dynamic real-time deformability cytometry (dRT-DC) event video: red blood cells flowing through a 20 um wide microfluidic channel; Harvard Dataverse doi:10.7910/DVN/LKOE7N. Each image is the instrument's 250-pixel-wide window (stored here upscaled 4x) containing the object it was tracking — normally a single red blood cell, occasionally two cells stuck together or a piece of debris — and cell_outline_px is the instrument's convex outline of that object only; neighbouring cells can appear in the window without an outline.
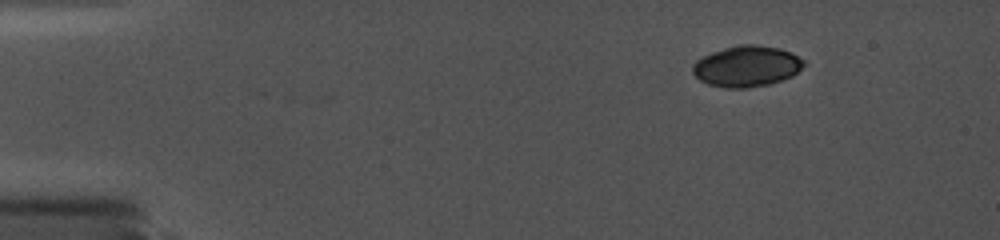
{"species": "common noctule bat (a hibernating species)", "species_latin": "Nyctalus noctula", "temperature_condition": "cold", "stored_images_in_passage": 12, "camera_frame_rate_fps": 5000, "um_per_image_px": 0.085, "animal": {"sex": "female", "body_mass_g": 19.0, "forearm_length_mm": 56.7}, "frame": {"image": 1, "passage_image": 12, "time_ms": 4.0, "image_size_px": [1000, 240], "cell_outline_px": [[808, 64], [792, 76], [768, 84], [748, 88], [724, 88], [708, 84], [700, 80], [692, 72], [692, 64], [696, 60], [712, 52], [724, 48], [740, 44], [756, 44], [780, 48], [792, 52], [804, 60]], "centroid_in_image_um": [63.49, 5.62], "position_along_channel_um": 21.5, "area_um2": 26.76}}